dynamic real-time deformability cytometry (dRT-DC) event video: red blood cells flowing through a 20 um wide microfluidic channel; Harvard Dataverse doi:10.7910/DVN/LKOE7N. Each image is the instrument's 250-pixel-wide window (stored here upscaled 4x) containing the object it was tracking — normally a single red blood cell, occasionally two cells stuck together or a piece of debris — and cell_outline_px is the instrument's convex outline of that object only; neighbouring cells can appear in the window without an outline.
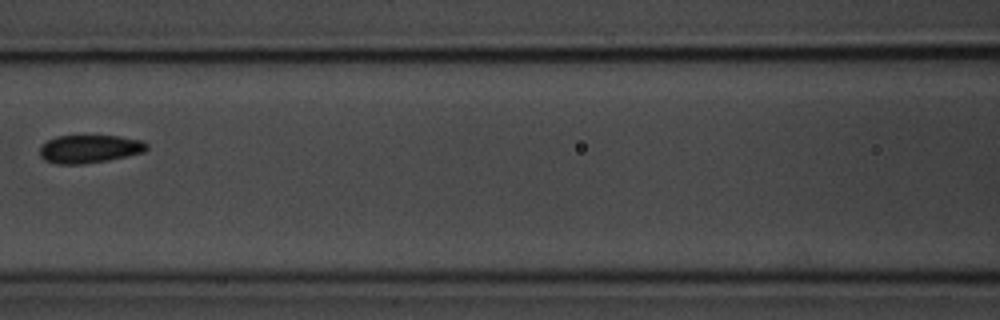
{"species": "common noctule bat (a hibernating species)", "species_latin": "Nyctalus noctula", "temperature_condition": "room temperature", "stored_images_in_passage": 6, "camera_frame_rate_fps": 3000, "um_per_image_px": 0.085, "animal": {"sex": "male", "body_mass_g": 20.1, "forearm_length_mm": 53.5}, "frame": {"image": 1, "passage_image": 4, "time_ms": 3.667, "image_size_px": [1000, 320], "cell_outline_px": [[148, 148], [144, 152], [128, 156], [108, 160], [84, 164], [56, 164], [44, 160], [40, 156], [40, 144], [56, 136], [120, 136], [140, 140], [148, 144]], "centroid_in_image_um": [7.59, 12.66], "position_along_channel_um": 159.0, "area_um2": 17.63}}
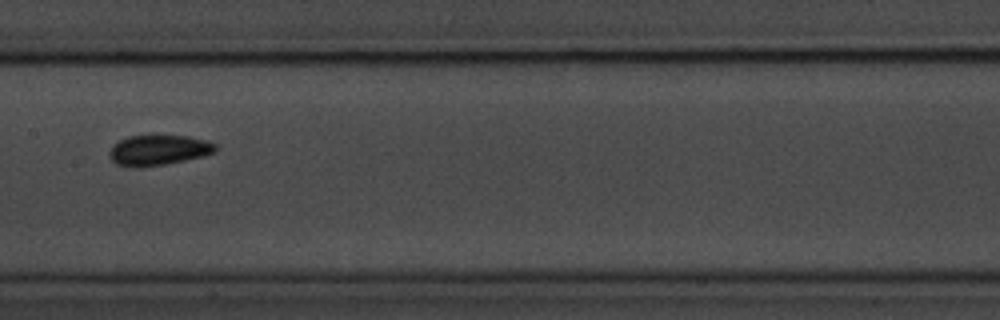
{"frame": {"image": 2, "passage_image": 5, "time_ms": 4.667, "image_size_px": [1000, 320], "cell_outline_px": [[216, 152], [204, 156], [164, 164], [136, 168], [132, 168], [116, 164], [108, 156], [108, 152], [112, 144], [128, 136], [152, 132], [188, 136], [208, 140], [216, 144]], "centroid_in_image_um": [13.44, 12.71], "position_along_channel_um": 194.0, "area_um2": 19.77}}